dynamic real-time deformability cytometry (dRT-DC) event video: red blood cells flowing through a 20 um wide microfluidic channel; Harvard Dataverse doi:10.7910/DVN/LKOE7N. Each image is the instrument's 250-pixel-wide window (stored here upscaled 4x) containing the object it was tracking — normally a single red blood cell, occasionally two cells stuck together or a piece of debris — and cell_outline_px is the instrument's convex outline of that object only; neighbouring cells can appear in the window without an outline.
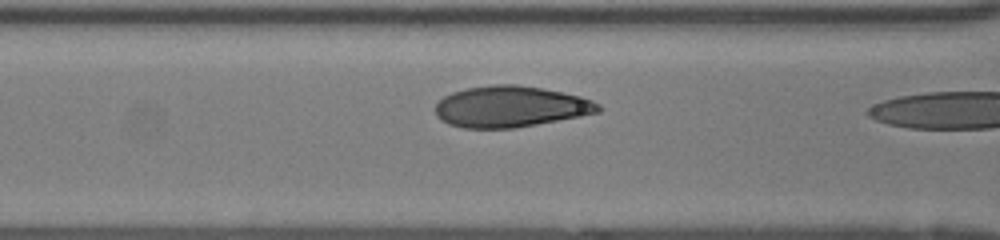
{"species": "human", "species_latin": "Homo sapiens", "temperature_condition": "room temperature", "stored_images_in_passage": 6, "camera_frame_rate_fps": 3000, "um_per_image_px": 0.085, "donor": {"sex": "female"}, "frame": {"image": 1, "passage_image": 5, "time_ms": 1.333, "image_size_px": [1000, 240], "cell_outline_px": [[600, 112], [580, 116], [536, 124], [512, 128], [464, 128], [448, 124], [440, 120], [436, 116], [436, 104], [444, 96], [452, 92], [468, 88], [492, 84], [516, 84], [540, 88], [580, 96], [592, 100], [600, 104]], "centroid_in_image_um": [43.37, 9.06], "position_along_channel_um": 123.2, "area_um2": 38.9}}